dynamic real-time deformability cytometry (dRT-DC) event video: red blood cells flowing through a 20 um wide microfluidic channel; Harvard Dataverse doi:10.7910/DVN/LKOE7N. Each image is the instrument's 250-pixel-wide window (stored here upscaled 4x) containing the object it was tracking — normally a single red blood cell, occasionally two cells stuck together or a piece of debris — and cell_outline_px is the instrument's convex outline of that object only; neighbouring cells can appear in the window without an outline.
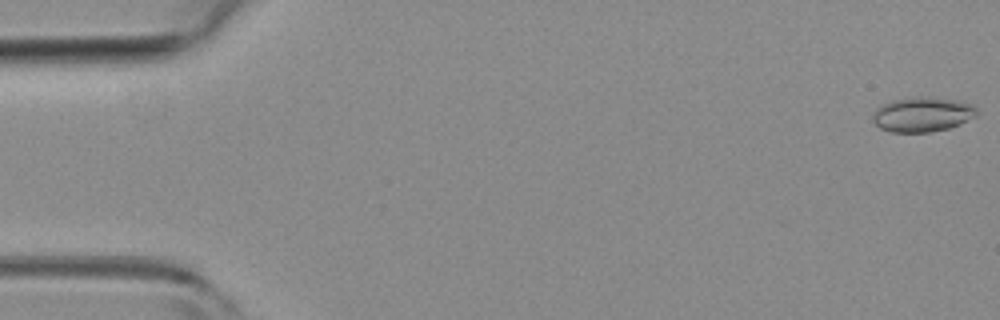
{"species": "common noctule bat (a hibernating species)", "species_latin": "Nyctalus noctula", "temperature_condition": "room temperature", "stored_images_in_passage": 20, "camera_frame_rate_fps": 3000, "um_per_image_px": 0.085, "animal": {"sex": "female", "body_mass_g": 19.3, "forearm_length_mm": 54.1}, "frame": {"image": 1, "passage_image": 1, "time_ms": 0.0, "image_size_px": [1000, 320], "cell_outline_px": [[976, 112], [972, 116], [960, 124], [948, 128], [928, 132], [892, 132], [880, 128], [872, 120], [872, 116], [876, 108], [880, 104], [892, 100], [912, 96], [924, 96], [960, 100], [972, 104], [976, 108]], "centroid_in_image_um": [78.35, 9.7], "position_along_channel_um": 6.6, "area_um2": 21.15}}
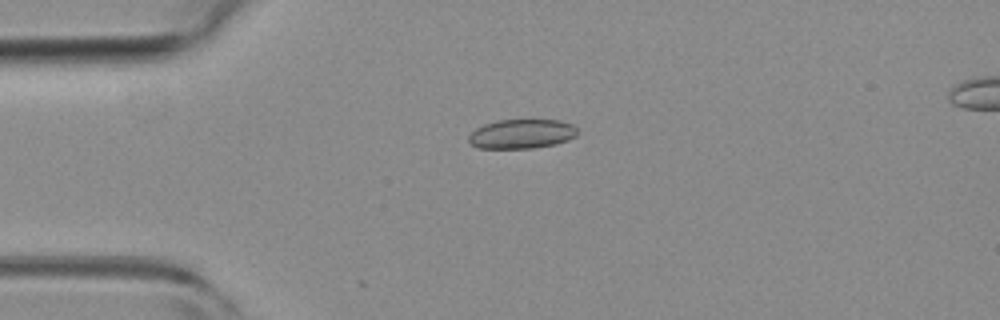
{"frame": {"image": 2, "passage_image": 14, "time_ms": 4.333, "image_size_px": [1000, 320], "cell_outline_px": [[576, 136], [568, 140], [556, 144], [532, 148], [476, 148], [468, 140], [468, 136], [476, 128], [484, 124], [496, 120], [560, 120], [572, 124], [576, 128]], "centroid_in_image_um": [44.33, 11.38], "position_along_channel_um": 40.7, "area_um2": 18.61}}
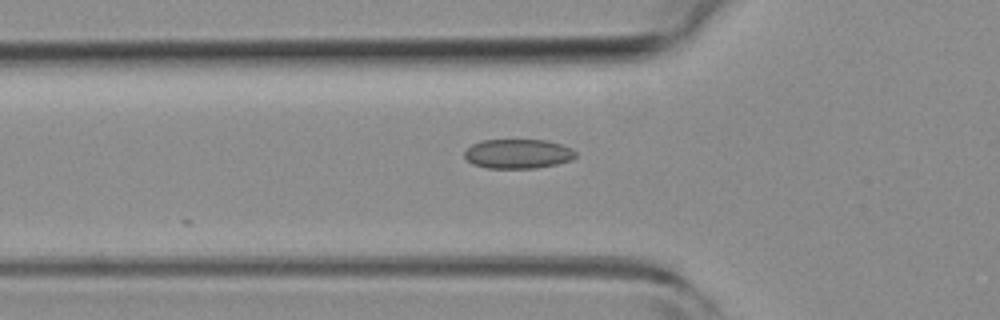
{"frame": {"image": 3, "passage_image": 20, "time_ms": 6.333, "image_size_px": [1000, 320], "cell_outline_px": [[576, 156], [572, 160], [556, 164], [536, 168], [488, 168], [472, 164], [464, 156], [464, 152], [472, 144], [480, 140], [544, 140], [560, 144], [572, 148], [576, 152]], "centroid_in_image_um": [44.02, 13.07], "position_along_channel_um": 81.8, "area_um2": 19.07}}